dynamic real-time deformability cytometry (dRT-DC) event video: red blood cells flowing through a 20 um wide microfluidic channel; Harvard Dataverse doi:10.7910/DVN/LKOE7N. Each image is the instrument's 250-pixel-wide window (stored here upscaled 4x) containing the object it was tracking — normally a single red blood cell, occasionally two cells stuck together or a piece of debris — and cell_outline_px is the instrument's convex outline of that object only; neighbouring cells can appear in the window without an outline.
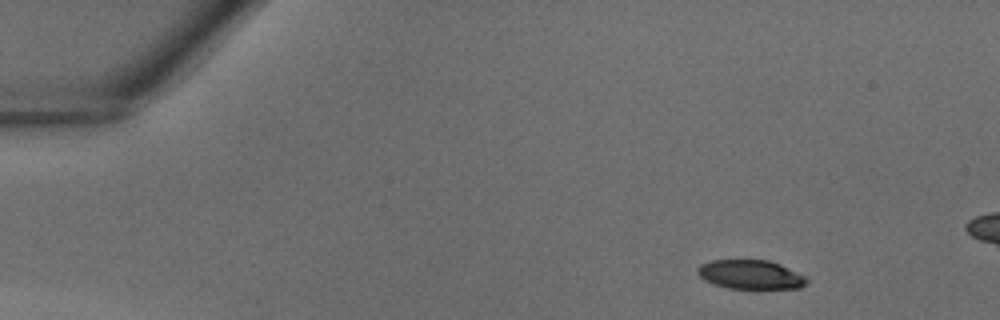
{"species": "common noctule bat (a hibernating species)", "species_latin": "Nyctalus noctula", "temperature_condition": "warm", "stored_images_in_passage": 35, "camera_frame_rate_fps": 3000, "um_per_image_px": 0.085, "animal": {"sex": "male", "body_mass_g": 18.8}, "frame": {"image": 1, "passage_image": 1, "time_ms": 0.0, "image_size_px": [1000, 320], "cell_outline_px": [[808, 280], [800, 288], [728, 288], [712, 284], [704, 280], [696, 272], [696, 268], [700, 264], [712, 260], [768, 260], [780, 264], [804, 276]], "centroid_in_image_um": [63.73, 23.33], "position_along_channel_um": 21.3, "area_um2": 18.38}}
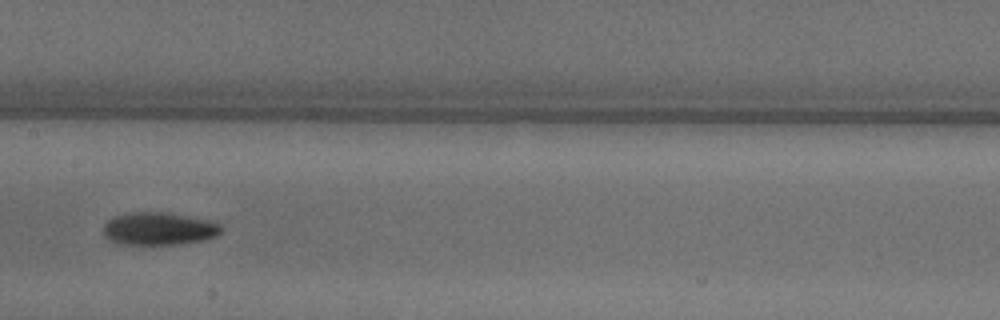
{"frame": {"image": 2, "passage_image": 17, "time_ms": 5.333, "image_size_px": [1000, 320], "cell_outline_px": [[220, 232], [216, 236], [200, 240], [180, 244], [120, 244], [104, 236], [104, 224], [108, 220], [116, 216], [128, 212], [164, 212], [188, 216], [220, 224]], "centroid_in_image_um": [13.46, 19.44], "position_along_channel_um": 193.9, "area_um2": 22.08}}
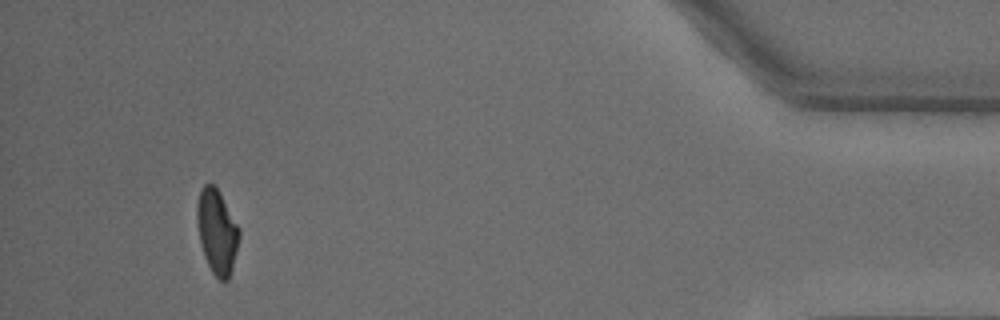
{"frame": {"image": 3, "passage_image": 34, "time_ms": 11.0, "image_size_px": [1000, 320], "cell_outline_px": [[240, 236], [232, 268], [228, 280], [224, 284], [212, 272], [204, 256], [200, 240], [196, 220], [196, 204], [200, 192], [204, 184], [212, 184], [220, 192], [240, 228]], "centroid_in_image_um": [18.45, 19.69], "position_along_channel_um": 416.8, "area_um2": 20.81}}